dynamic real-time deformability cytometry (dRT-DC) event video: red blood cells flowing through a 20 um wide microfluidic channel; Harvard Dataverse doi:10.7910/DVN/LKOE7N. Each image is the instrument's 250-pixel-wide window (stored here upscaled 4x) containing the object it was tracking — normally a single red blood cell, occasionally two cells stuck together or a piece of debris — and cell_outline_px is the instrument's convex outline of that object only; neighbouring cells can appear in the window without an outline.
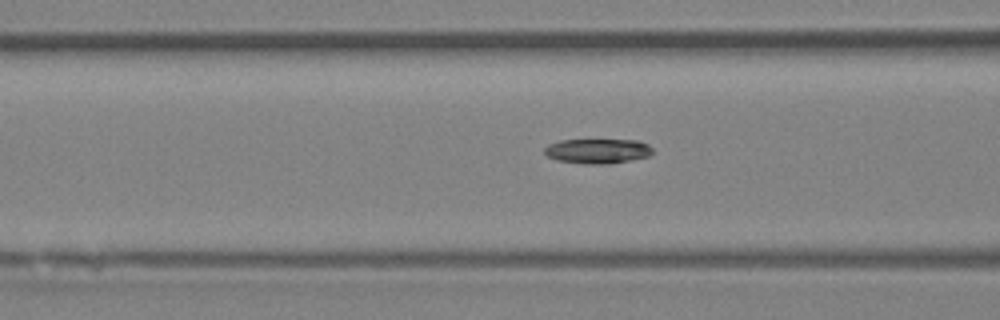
{"species": "Egyptian fruit bat (a non-hibernating species)", "species_latin": "Rousettus aegyptiacus", "temperature_condition": "room temperature", "stored_images_in_passage": 7, "camera_frame_rate_fps": 3000, "um_per_image_px": 0.085, "animal": {"sex": "female"}, "frame": {"image": 1, "passage_image": 7, "time_ms": 7.667, "image_size_px": [1000, 320], "cell_outline_px": [[652, 152], [648, 156], [608, 164], [584, 164], [556, 160], [548, 156], [544, 152], [544, 148], [548, 144], [560, 140], [640, 140], [648, 144], [652, 148]], "centroid_in_image_um": [50.77, 12.83], "position_along_channel_um": 115.8, "area_um2": 15.61}}